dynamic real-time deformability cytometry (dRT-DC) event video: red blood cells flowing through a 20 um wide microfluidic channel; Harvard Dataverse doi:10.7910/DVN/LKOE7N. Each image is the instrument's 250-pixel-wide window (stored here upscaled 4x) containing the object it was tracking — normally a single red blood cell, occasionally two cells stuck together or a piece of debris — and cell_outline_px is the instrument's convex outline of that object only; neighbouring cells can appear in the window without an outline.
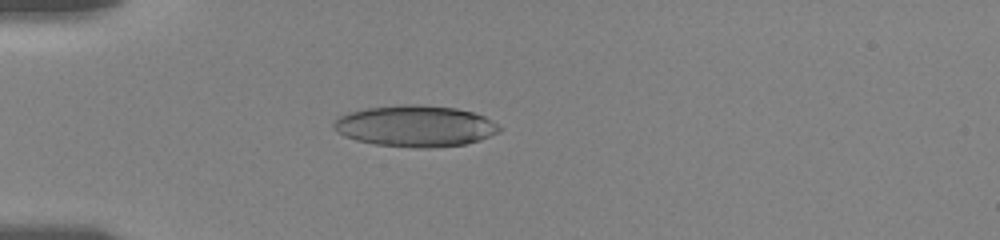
{"species": "human", "species_latin": "Homo sapiens", "temperature_condition": "room temperature", "stored_images_in_passage": 17, "camera_frame_rate_fps": 3000, "um_per_image_px": 0.085, "donor": {"sex": "female"}, "frame": {"image": 1, "passage_image": 8, "time_ms": 5.0, "image_size_px": [1000, 240], "cell_outline_px": [[504, 128], [500, 132], [480, 140], [464, 144], [428, 148], [416, 148], [376, 144], [356, 140], [344, 136], [336, 132], [332, 128], [332, 124], [340, 116], [348, 112], [368, 108], [400, 104], [420, 104], [456, 108], [472, 112], [484, 116]], "centroid_in_image_um": [35.3, 10.71], "position_along_channel_um": 49.7, "area_um2": 40.06}}
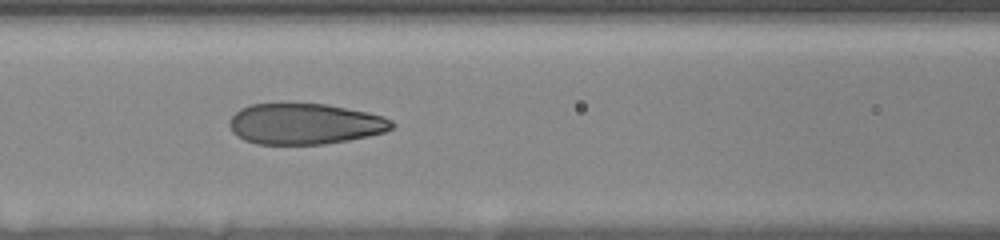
{"frame": {"image": 2, "passage_image": 14, "time_ms": 8.0, "image_size_px": [1000, 240], "cell_outline_px": [[396, 124], [392, 128], [384, 132], [368, 136], [348, 140], [324, 144], [256, 144], [244, 140], [232, 132], [228, 124], [228, 120], [240, 108], [252, 104], [280, 100], [324, 104], [368, 112], [384, 116], [392, 120]], "centroid_in_image_um": [25.86, 10.49], "position_along_channel_um": 140.7, "area_um2": 39.77}}
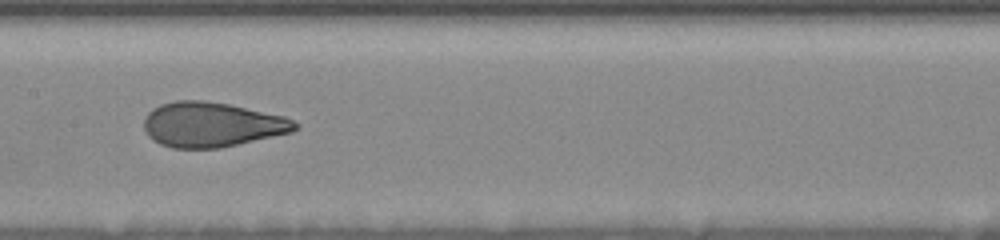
{"frame": {"image": 3, "passage_image": 16, "time_ms": 9.333, "image_size_px": [1000, 240], "cell_outline_px": [[300, 128], [292, 132], [220, 148], [172, 148], [160, 144], [152, 140], [148, 136], [144, 128], [144, 120], [148, 112], [152, 108], [160, 104], [176, 100], [200, 100], [228, 104], [284, 116], [300, 124]], "centroid_in_image_um": [17.99, 10.59], "position_along_channel_um": 189.4, "area_um2": 39.54}}